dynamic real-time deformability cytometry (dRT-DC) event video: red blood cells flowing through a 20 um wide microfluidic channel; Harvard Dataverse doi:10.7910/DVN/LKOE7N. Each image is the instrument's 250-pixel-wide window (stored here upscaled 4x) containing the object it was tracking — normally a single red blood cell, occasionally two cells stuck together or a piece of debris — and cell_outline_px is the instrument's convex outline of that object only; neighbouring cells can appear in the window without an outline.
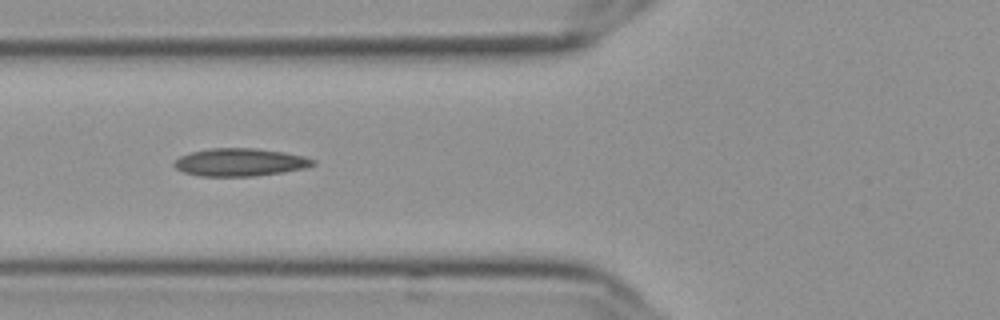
{"species": "Egyptian fruit bat (a non-hibernating species)", "species_latin": "Rousettus aegyptiacus", "temperature_condition": "cold", "stored_images_in_passage": 17, "camera_frame_rate_fps": 3000, "um_per_image_px": 0.085, "frame": {"image": 1, "passage_image": 6, "time_ms": 1.667, "image_size_px": [1000, 320], "cell_outline_px": [[316, 164], [304, 168], [284, 172], [252, 176], [200, 176], [184, 172], [176, 168], [172, 164], [180, 156], [192, 152], [208, 148], [256, 148], [284, 152], [304, 156], [316, 160]], "centroid_in_image_um": [20.42, 13.79], "position_along_channel_um": 105.4, "area_um2": 22.48}}